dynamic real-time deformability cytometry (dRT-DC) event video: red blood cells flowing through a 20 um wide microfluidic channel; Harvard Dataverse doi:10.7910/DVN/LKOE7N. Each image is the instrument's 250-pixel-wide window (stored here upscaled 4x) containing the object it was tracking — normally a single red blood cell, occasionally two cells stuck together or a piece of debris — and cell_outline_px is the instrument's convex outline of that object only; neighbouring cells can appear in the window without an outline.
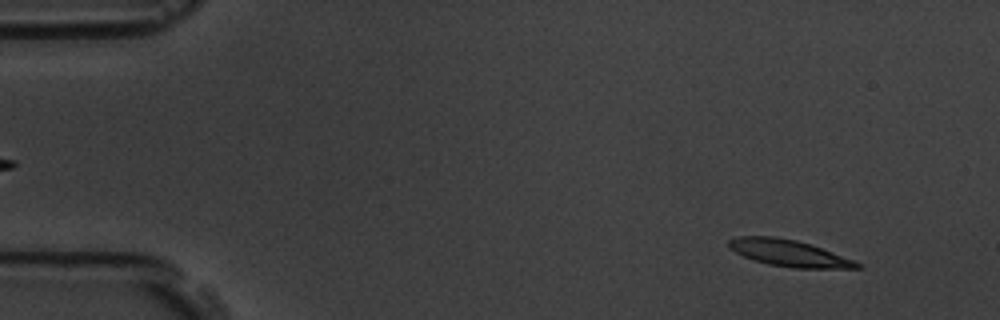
{"species": "common noctule bat (a hibernating species)", "species_latin": "Nyctalus noctula", "temperature_condition": "room temperature", "stored_images_in_passage": 4, "camera_frame_rate_fps": 3000, "um_per_image_px": 0.085, "animal": {"sex": "male", "body_mass_g": 19.5, "forearm_length_mm": 54.6}, "frame": {"image": 1, "passage_image": 1, "time_ms": 0.0, "image_size_px": [1000, 320], "cell_outline_px": [[864, 264], [860, 268], [792, 268], [768, 264], [744, 256], [728, 248], [728, 240], [736, 236], [776, 236], [796, 240], [812, 244]], "centroid_in_image_um": [67.06, 21.5], "position_along_channel_um": 17.9, "area_um2": 19.94}}
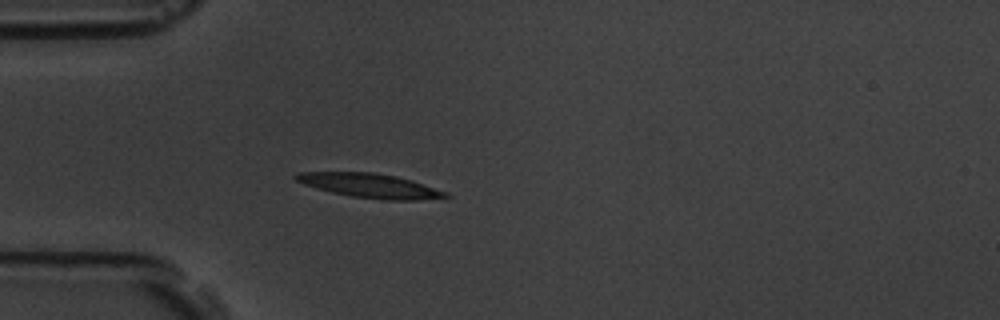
{"frame": {"image": 2, "passage_image": 4, "time_ms": 3.667, "image_size_px": [1000, 320], "cell_outline_px": [[452, 196], [416, 200], [384, 200], [352, 196], [332, 192], [316, 188], [304, 184], [296, 180], [292, 176], [300, 172], [372, 172], [396, 176], [412, 180], [448, 192]], "centroid_in_image_um": [31.47, 15.78], "position_along_channel_um": 53.5, "area_um2": 21.04}}